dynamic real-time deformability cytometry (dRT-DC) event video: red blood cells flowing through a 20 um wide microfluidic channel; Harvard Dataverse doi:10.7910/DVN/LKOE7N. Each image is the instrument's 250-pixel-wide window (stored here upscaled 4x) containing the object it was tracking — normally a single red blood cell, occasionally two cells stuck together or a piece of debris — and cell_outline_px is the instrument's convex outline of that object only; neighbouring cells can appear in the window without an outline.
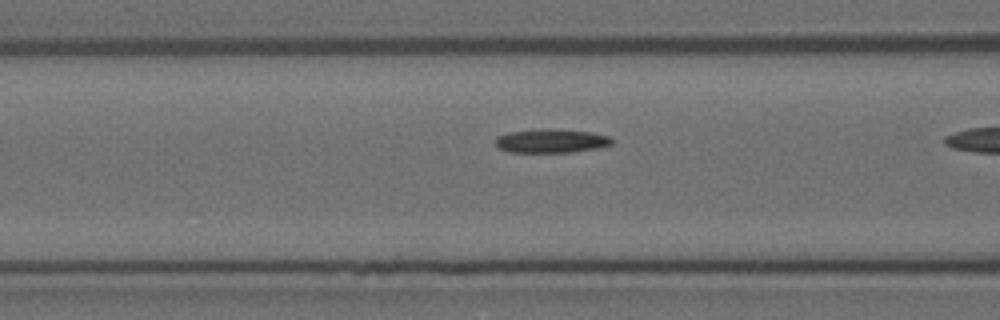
{"species": "Egyptian fruit bat (a non-hibernating species)", "species_latin": "Rousettus aegyptiacus", "temperature_condition": "room temperature", "stored_images_in_passage": 41, "segment_of_instrument_passage": [2, 2], "camera_frame_rate_fps": 3000, "um_per_image_px": 0.085, "animal": {"sex": "female"}, "frame": {"image": 1, "passage_image": 19, "time_ms": 6.0, "image_size_px": [1000, 320], "cell_outline_px": [[612, 144], [600, 148], [572, 152], [508, 152], [500, 148], [496, 144], [496, 136], [508, 132], [540, 128], [556, 128], [592, 132], [608, 136], [612, 140]], "centroid_in_image_um": [46.86, 11.96], "position_along_channel_um": 119.7, "area_um2": 16.42}}
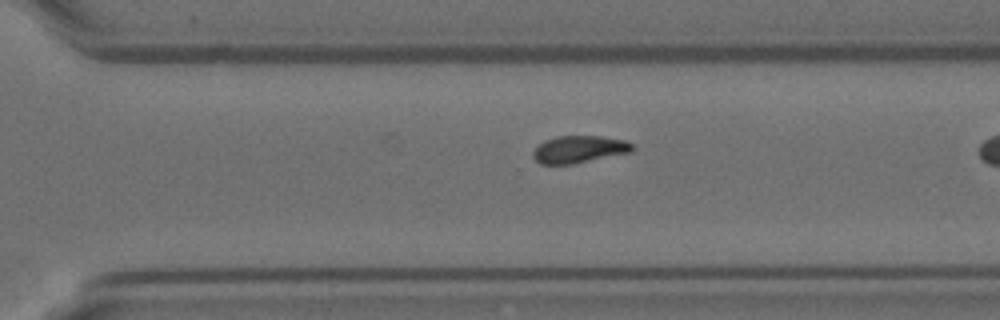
{"frame": {"image": 2, "passage_image": 36, "time_ms": 11.667, "image_size_px": [1000, 320], "cell_outline_px": [[636, 148], [632, 152], [572, 164], [540, 164], [532, 156], [532, 152], [544, 140], [556, 136], [600, 136], [624, 140], [636, 144]], "centroid_in_image_um": [49.27, 12.69], "position_along_channel_um": 321.3, "area_um2": 15.9}}
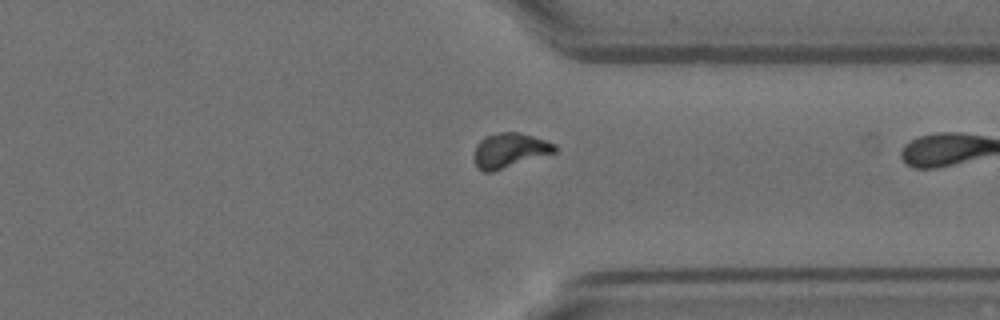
{"frame": {"image": 3, "passage_image": 40, "time_ms": 13.0, "image_size_px": [1000, 320], "cell_outline_px": [[556, 152], [492, 172], [484, 172], [476, 164], [472, 156], [476, 144], [484, 136], [500, 132], [516, 132], [532, 136], [556, 144]], "centroid_in_image_um": [43.28, 12.78], "position_along_channel_um": 368.1, "area_um2": 16.24}}